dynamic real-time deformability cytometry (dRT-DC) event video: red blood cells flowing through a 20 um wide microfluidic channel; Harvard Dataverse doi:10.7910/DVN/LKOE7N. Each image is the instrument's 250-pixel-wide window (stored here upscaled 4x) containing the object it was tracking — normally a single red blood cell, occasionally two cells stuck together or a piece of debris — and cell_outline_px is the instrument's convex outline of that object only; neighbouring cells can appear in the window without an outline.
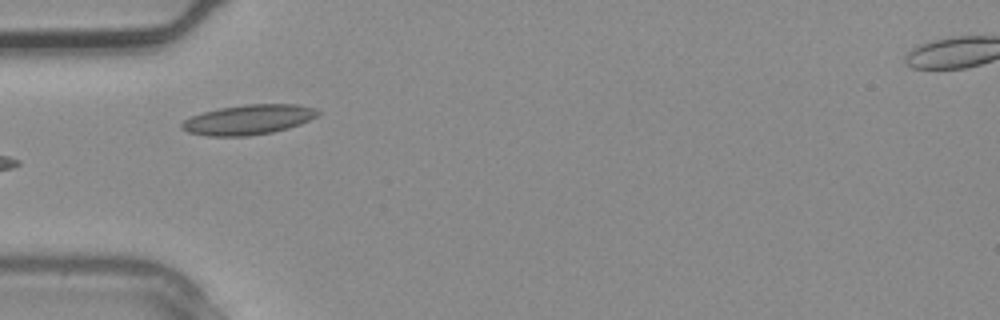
{"species": "common noctule bat (a hibernating species)", "species_latin": "Nyctalus noctula", "temperature_condition": "warm", "stored_images_in_passage": 2, "camera_frame_rate_fps": 3000, "um_per_image_px": 0.085, "animal": {"sex": "male", "body_mass_g": 20.4}, "frame": {"image": 1, "passage_image": 2, "time_ms": 0.333, "image_size_px": [1000, 320], "cell_outline_px": [[320, 112], [316, 116], [300, 124], [288, 128], [272, 132], [248, 136], [208, 136], [188, 132], [180, 128], [180, 124], [184, 120], [192, 116], [204, 112], [220, 108], [248, 104], [300, 104], [316, 108]], "centroid_in_image_um": [21.12, 10.17], "position_along_channel_um": 63.9, "area_um2": 23.64}}